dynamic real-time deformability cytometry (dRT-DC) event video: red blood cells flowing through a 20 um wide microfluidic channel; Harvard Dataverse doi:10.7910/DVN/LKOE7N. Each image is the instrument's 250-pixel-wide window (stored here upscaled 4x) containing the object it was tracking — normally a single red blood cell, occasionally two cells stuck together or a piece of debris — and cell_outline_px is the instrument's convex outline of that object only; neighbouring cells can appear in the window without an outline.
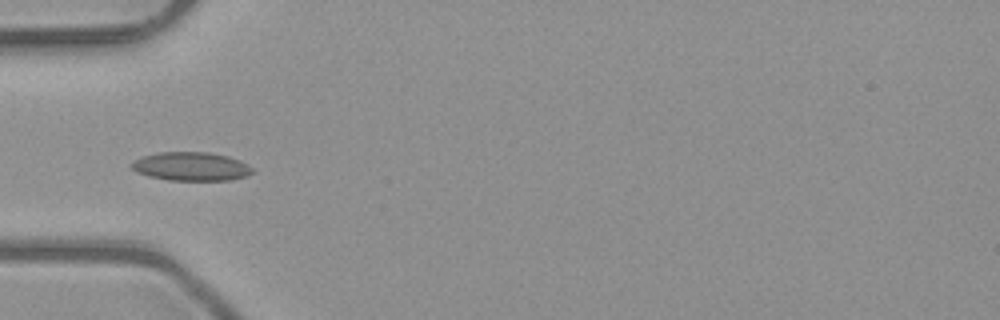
{"species": "common noctule bat (a hibernating species)", "species_latin": "Nyctalus noctula", "temperature_condition": "room temperature", "stored_images_in_passage": 4, "camera_frame_rate_fps": 3000, "um_per_image_px": 0.085, "animal": {"sex": "male", "body_mass_g": 23.1, "forearm_length_mm": 52.7}, "frame": {"image": 1, "passage_image": 4, "time_ms": 1.0, "image_size_px": [1000, 320], "cell_outline_px": [[252, 172], [248, 176], [232, 180], [168, 180], [148, 176], [136, 172], [128, 164], [132, 160], [144, 156], [160, 152], [208, 152], [228, 156], [240, 160], [248, 164], [252, 168]], "centroid_in_image_um": [16.23, 14.15], "position_along_channel_um": 68.8, "area_um2": 20.35}}